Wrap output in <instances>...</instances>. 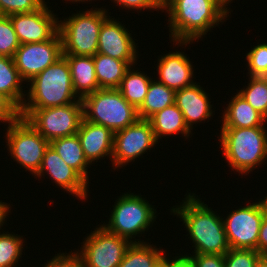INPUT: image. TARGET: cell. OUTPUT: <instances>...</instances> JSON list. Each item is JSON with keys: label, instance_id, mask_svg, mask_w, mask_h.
Masks as SVG:
<instances>
[{"label": "cell", "instance_id": "1", "mask_svg": "<svg viewBox=\"0 0 267 267\" xmlns=\"http://www.w3.org/2000/svg\"><path fill=\"white\" fill-rule=\"evenodd\" d=\"M229 3L228 0H162V10L169 14V38L181 47L203 38L231 14L226 7Z\"/></svg>", "mask_w": 267, "mask_h": 267}, {"label": "cell", "instance_id": "2", "mask_svg": "<svg viewBox=\"0 0 267 267\" xmlns=\"http://www.w3.org/2000/svg\"><path fill=\"white\" fill-rule=\"evenodd\" d=\"M182 205L171 209L185 224L188 238L194 243L196 254L225 255L229 249L223 218L216 215L208 205L195 194L188 193Z\"/></svg>", "mask_w": 267, "mask_h": 267}, {"label": "cell", "instance_id": "3", "mask_svg": "<svg viewBox=\"0 0 267 267\" xmlns=\"http://www.w3.org/2000/svg\"><path fill=\"white\" fill-rule=\"evenodd\" d=\"M29 82L27 100L20 109L64 106L80 100L74 92L70 67L64 55Z\"/></svg>", "mask_w": 267, "mask_h": 267}, {"label": "cell", "instance_id": "4", "mask_svg": "<svg viewBox=\"0 0 267 267\" xmlns=\"http://www.w3.org/2000/svg\"><path fill=\"white\" fill-rule=\"evenodd\" d=\"M266 128H220L218 139L233 171L247 174L267 159Z\"/></svg>", "mask_w": 267, "mask_h": 267}, {"label": "cell", "instance_id": "5", "mask_svg": "<svg viewBox=\"0 0 267 267\" xmlns=\"http://www.w3.org/2000/svg\"><path fill=\"white\" fill-rule=\"evenodd\" d=\"M103 8L79 11L59 21L62 54L94 56L98 50V39L103 22L109 17Z\"/></svg>", "mask_w": 267, "mask_h": 267}, {"label": "cell", "instance_id": "6", "mask_svg": "<svg viewBox=\"0 0 267 267\" xmlns=\"http://www.w3.org/2000/svg\"><path fill=\"white\" fill-rule=\"evenodd\" d=\"M84 119L113 132L124 129L138 119V110L129 104L118 89L100 88L82 99Z\"/></svg>", "mask_w": 267, "mask_h": 267}, {"label": "cell", "instance_id": "7", "mask_svg": "<svg viewBox=\"0 0 267 267\" xmlns=\"http://www.w3.org/2000/svg\"><path fill=\"white\" fill-rule=\"evenodd\" d=\"M109 215L108 224L102 226L110 233L128 239L132 243H144L135 238L137 234L148 231L156 218V209L141 195L124 193L116 200Z\"/></svg>", "mask_w": 267, "mask_h": 267}, {"label": "cell", "instance_id": "8", "mask_svg": "<svg viewBox=\"0 0 267 267\" xmlns=\"http://www.w3.org/2000/svg\"><path fill=\"white\" fill-rule=\"evenodd\" d=\"M20 117L47 141L75 135L84 118L82 100L64 106L42 109H20Z\"/></svg>", "mask_w": 267, "mask_h": 267}, {"label": "cell", "instance_id": "9", "mask_svg": "<svg viewBox=\"0 0 267 267\" xmlns=\"http://www.w3.org/2000/svg\"><path fill=\"white\" fill-rule=\"evenodd\" d=\"M6 129L8 151L20 166L35 175L39 171L46 149L50 145L23 117Z\"/></svg>", "mask_w": 267, "mask_h": 267}, {"label": "cell", "instance_id": "10", "mask_svg": "<svg viewBox=\"0 0 267 267\" xmlns=\"http://www.w3.org/2000/svg\"><path fill=\"white\" fill-rule=\"evenodd\" d=\"M232 211L223 219L224 230L231 249L257 251L260 227L267 213L264 199Z\"/></svg>", "mask_w": 267, "mask_h": 267}, {"label": "cell", "instance_id": "11", "mask_svg": "<svg viewBox=\"0 0 267 267\" xmlns=\"http://www.w3.org/2000/svg\"><path fill=\"white\" fill-rule=\"evenodd\" d=\"M131 243L100 225L85 238L78 253L84 267H118Z\"/></svg>", "mask_w": 267, "mask_h": 267}, {"label": "cell", "instance_id": "12", "mask_svg": "<svg viewBox=\"0 0 267 267\" xmlns=\"http://www.w3.org/2000/svg\"><path fill=\"white\" fill-rule=\"evenodd\" d=\"M157 143L152 125L146 119H138L128 127L114 132L111 159L113 169L134 162V159L151 150Z\"/></svg>", "mask_w": 267, "mask_h": 267}, {"label": "cell", "instance_id": "13", "mask_svg": "<svg viewBox=\"0 0 267 267\" xmlns=\"http://www.w3.org/2000/svg\"><path fill=\"white\" fill-rule=\"evenodd\" d=\"M61 56L62 40L58 32L44 42L21 44L13 59L20 77L29 82Z\"/></svg>", "mask_w": 267, "mask_h": 267}, {"label": "cell", "instance_id": "14", "mask_svg": "<svg viewBox=\"0 0 267 267\" xmlns=\"http://www.w3.org/2000/svg\"><path fill=\"white\" fill-rule=\"evenodd\" d=\"M46 4L32 12L8 16L20 44L44 42L59 32V18Z\"/></svg>", "mask_w": 267, "mask_h": 267}, {"label": "cell", "instance_id": "15", "mask_svg": "<svg viewBox=\"0 0 267 267\" xmlns=\"http://www.w3.org/2000/svg\"><path fill=\"white\" fill-rule=\"evenodd\" d=\"M132 37L125 25L109 16L100 29L97 53L125 62H137V43Z\"/></svg>", "mask_w": 267, "mask_h": 267}, {"label": "cell", "instance_id": "16", "mask_svg": "<svg viewBox=\"0 0 267 267\" xmlns=\"http://www.w3.org/2000/svg\"><path fill=\"white\" fill-rule=\"evenodd\" d=\"M44 173L49 174L57 186L71 195H75L81 201L87 198L88 182L76 170L67 165L50 145L45 151L42 165L35 176L40 179L45 176Z\"/></svg>", "mask_w": 267, "mask_h": 267}, {"label": "cell", "instance_id": "17", "mask_svg": "<svg viewBox=\"0 0 267 267\" xmlns=\"http://www.w3.org/2000/svg\"><path fill=\"white\" fill-rule=\"evenodd\" d=\"M76 134L80 140L84 156L90 164L106 156L112 159L114 132L111 129L91 123L83 118Z\"/></svg>", "mask_w": 267, "mask_h": 267}, {"label": "cell", "instance_id": "18", "mask_svg": "<svg viewBox=\"0 0 267 267\" xmlns=\"http://www.w3.org/2000/svg\"><path fill=\"white\" fill-rule=\"evenodd\" d=\"M196 81L185 88L176 90L175 104L182 111L186 125L191 131L193 124L205 121L213 116L209 95Z\"/></svg>", "mask_w": 267, "mask_h": 267}, {"label": "cell", "instance_id": "19", "mask_svg": "<svg viewBox=\"0 0 267 267\" xmlns=\"http://www.w3.org/2000/svg\"><path fill=\"white\" fill-rule=\"evenodd\" d=\"M160 58V59H159ZM158 58L157 82L173 90H180L194 83V70L191 61L184 52H169Z\"/></svg>", "mask_w": 267, "mask_h": 267}, {"label": "cell", "instance_id": "20", "mask_svg": "<svg viewBox=\"0 0 267 267\" xmlns=\"http://www.w3.org/2000/svg\"><path fill=\"white\" fill-rule=\"evenodd\" d=\"M62 55L68 61L74 92L79 99L82 100L85 96L100 89L95 73L93 56Z\"/></svg>", "mask_w": 267, "mask_h": 267}, {"label": "cell", "instance_id": "21", "mask_svg": "<svg viewBox=\"0 0 267 267\" xmlns=\"http://www.w3.org/2000/svg\"><path fill=\"white\" fill-rule=\"evenodd\" d=\"M223 112L221 128L265 127L267 119L255 110L238 93L231 97Z\"/></svg>", "mask_w": 267, "mask_h": 267}, {"label": "cell", "instance_id": "22", "mask_svg": "<svg viewBox=\"0 0 267 267\" xmlns=\"http://www.w3.org/2000/svg\"><path fill=\"white\" fill-rule=\"evenodd\" d=\"M99 88L117 89L127 70L136 62H125L110 56L96 53L93 56Z\"/></svg>", "mask_w": 267, "mask_h": 267}, {"label": "cell", "instance_id": "23", "mask_svg": "<svg viewBox=\"0 0 267 267\" xmlns=\"http://www.w3.org/2000/svg\"><path fill=\"white\" fill-rule=\"evenodd\" d=\"M152 125L156 140L162 139L164 136L182 134L184 137H189L191 132L185 122L182 111L172 104L161 111L156 112L149 119Z\"/></svg>", "mask_w": 267, "mask_h": 267}, {"label": "cell", "instance_id": "24", "mask_svg": "<svg viewBox=\"0 0 267 267\" xmlns=\"http://www.w3.org/2000/svg\"><path fill=\"white\" fill-rule=\"evenodd\" d=\"M50 146L67 165L76 170L89 183L88 167L92 164L85 158L77 134L56 138L50 141Z\"/></svg>", "mask_w": 267, "mask_h": 267}, {"label": "cell", "instance_id": "25", "mask_svg": "<svg viewBox=\"0 0 267 267\" xmlns=\"http://www.w3.org/2000/svg\"><path fill=\"white\" fill-rule=\"evenodd\" d=\"M23 82L14 59L0 56V93L7 96L19 109L26 100L22 88Z\"/></svg>", "mask_w": 267, "mask_h": 267}, {"label": "cell", "instance_id": "26", "mask_svg": "<svg viewBox=\"0 0 267 267\" xmlns=\"http://www.w3.org/2000/svg\"><path fill=\"white\" fill-rule=\"evenodd\" d=\"M152 80L147 74L130 67L117 89L123 98L138 110L145 100Z\"/></svg>", "mask_w": 267, "mask_h": 267}, {"label": "cell", "instance_id": "27", "mask_svg": "<svg viewBox=\"0 0 267 267\" xmlns=\"http://www.w3.org/2000/svg\"><path fill=\"white\" fill-rule=\"evenodd\" d=\"M175 90L168 88L165 84L152 80L145 100L138 109L139 119L148 120L156 112L175 103Z\"/></svg>", "mask_w": 267, "mask_h": 267}, {"label": "cell", "instance_id": "28", "mask_svg": "<svg viewBox=\"0 0 267 267\" xmlns=\"http://www.w3.org/2000/svg\"><path fill=\"white\" fill-rule=\"evenodd\" d=\"M150 243H131L118 267H154L165 252Z\"/></svg>", "mask_w": 267, "mask_h": 267}, {"label": "cell", "instance_id": "29", "mask_svg": "<svg viewBox=\"0 0 267 267\" xmlns=\"http://www.w3.org/2000/svg\"><path fill=\"white\" fill-rule=\"evenodd\" d=\"M247 85L237 93L267 119V80L262 76H250Z\"/></svg>", "mask_w": 267, "mask_h": 267}, {"label": "cell", "instance_id": "30", "mask_svg": "<svg viewBox=\"0 0 267 267\" xmlns=\"http://www.w3.org/2000/svg\"><path fill=\"white\" fill-rule=\"evenodd\" d=\"M18 234L0 231V267H15L22 257L23 241Z\"/></svg>", "mask_w": 267, "mask_h": 267}, {"label": "cell", "instance_id": "31", "mask_svg": "<svg viewBox=\"0 0 267 267\" xmlns=\"http://www.w3.org/2000/svg\"><path fill=\"white\" fill-rule=\"evenodd\" d=\"M20 42L8 16L0 17V56L13 58Z\"/></svg>", "mask_w": 267, "mask_h": 267}, {"label": "cell", "instance_id": "32", "mask_svg": "<svg viewBox=\"0 0 267 267\" xmlns=\"http://www.w3.org/2000/svg\"><path fill=\"white\" fill-rule=\"evenodd\" d=\"M246 60L250 76H264L267 73V43L254 46L247 54Z\"/></svg>", "mask_w": 267, "mask_h": 267}, {"label": "cell", "instance_id": "33", "mask_svg": "<svg viewBox=\"0 0 267 267\" xmlns=\"http://www.w3.org/2000/svg\"><path fill=\"white\" fill-rule=\"evenodd\" d=\"M261 256L251 249H229L224 255L225 267H254Z\"/></svg>", "mask_w": 267, "mask_h": 267}, {"label": "cell", "instance_id": "34", "mask_svg": "<svg viewBox=\"0 0 267 267\" xmlns=\"http://www.w3.org/2000/svg\"><path fill=\"white\" fill-rule=\"evenodd\" d=\"M45 0H0V12L4 16L21 14L38 10Z\"/></svg>", "mask_w": 267, "mask_h": 267}, {"label": "cell", "instance_id": "35", "mask_svg": "<svg viewBox=\"0 0 267 267\" xmlns=\"http://www.w3.org/2000/svg\"><path fill=\"white\" fill-rule=\"evenodd\" d=\"M67 253H59L54 258L47 261V264L43 267H84L81 255L78 251H75L68 255Z\"/></svg>", "mask_w": 267, "mask_h": 267}, {"label": "cell", "instance_id": "36", "mask_svg": "<svg viewBox=\"0 0 267 267\" xmlns=\"http://www.w3.org/2000/svg\"><path fill=\"white\" fill-rule=\"evenodd\" d=\"M192 263L193 267H225L224 255L220 254H196L184 255Z\"/></svg>", "mask_w": 267, "mask_h": 267}, {"label": "cell", "instance_id": "37", "mask_svg": "<svg viewBox=\"0 0 267 267\" xmlns=\"http://www.w3.org/2000/svg\"><path fill=\"white\" fill-rule=\"evenodd\" d=\"M19 117L20 109L7 96L0 93V121L9 125Z\"/></svg>", "mask_w": 267, "mask_h": 267}, {"label": "cell", "instance_id": "38", "mask_svg": "<svg viewBox=\"0 0 267 267\" xmlns=\"http://www.w3.org/2000/svg\"><path fill=\"white\" fill-rule=\"evenodd\" d=\"M113 2L117 3V5L122 8L139 10V12L143 9H154V10H162V0H113Z\"/></svg>", "mask_w": 267, "mask_h": 267}, {"label": "cell", "instance_id": "39", "mask_svg": "<svg viewBox=\"0 0 267 267\" xmlns=\"http://www.w3.org/2000/svg\"><path fill=\"white\" fill-rule=\"evenodd\" d=\"M257 252L261 255L267 253V213L264 215L257 244Z\"/></svg>", "mask_w": 267, "mask_h": 267}, {"label": "cell", "instance_id": "40", "mask_svg": "<svg viewBox=\"0 0 267 267\" xmlns=\"http://www.w3.org/2000/svg\"><path fill=\"white\" fill-rule=\"evenodd\" d=\"M10 204L8 205V203L2 202L0 200V230H1V226L3 227L4 222H5V218L7 219V216L9 213H11L9 210Z\"/></svg>", "mask_w": 267, "mask_h": 267}, {"label": "cell", "instance_id": "41", "mask_svg": "<svg viewBox=\"0 0 267 267\" xmlns=\"http://www.w3.org/2000/svg\"><path fill=\"white\" fill-rule=\"evenodd\" d=\"M181 256H175L172 260L167 259L166 255H164L154 267H172V265L180 258Z\"/></svg>", "mask_w": 267, "mask_h": 267}, {"label": "cell", "instance_id": "42", "mask_svg": "<svg viewBox=\"0 0 267 267\" xmlns=\"http://www.w3.org/2000/svg\"><path fill=\"white\" fill-rule=\"evenodd\" d=\"M172 267H193L189 259L183 255L172 265Z\"/></svg>", "mask_w": 267, "mask_h": 267}, {"label": "cell", "instance_id": "43", "mask_svg": "<svg viewBox=\"0 0 267 267\" xmlns=\"http://www.w3.org/2000/svg\"><path fill=\"white\" fill-rule=\"evenodd\" d=\"M254 267H267V258L265 255H261L257 262L255 263Z\"/></svg>", "mask_w": 267, "mask_h": 267}, {"label": "cell", "instance_id": "44", "mask_svg": "<svg viewBox=\"0 0 267 267\" xmlns=\"http://www.w3.org/2000/svg\"><path fill=\"white\" fill-rule=\"evenodd\" d=\"M65 1H66V0H65ZM67 1H70V2L72 1V2H74V3H75V2H79V3H80V2H86V1L88 2V0H67ZM89 1H92V0H89Z\"/></svg>", "mask_w": 267, "mask_h": 267}, {"label": "cell", "instance_id": "45", "mask_svg": "<svg viewBox=\"0 0 267 267\" xmlns=\"http://www.w3.org/2000/svg\"><path fill=\"white\" fill-rule=\"evenodd\" d=\"M265 203L267 205V196L264 197Z\"/></svg>", "mask_w": 267, "mask_h": 267}, {"label": "cell", "instance_id": "46", "mask_svg": "<svg viewBox=\"0 0 267 267\" xmlns=\"http://www.w3.org/2000/svg\"><path fill=\"white\" fill-rule=\"evenodd\" d=\"M263 77L267 80V73Z\"/></svg>", "mask_w": 267, "mask_h": 267}]
</instances>
